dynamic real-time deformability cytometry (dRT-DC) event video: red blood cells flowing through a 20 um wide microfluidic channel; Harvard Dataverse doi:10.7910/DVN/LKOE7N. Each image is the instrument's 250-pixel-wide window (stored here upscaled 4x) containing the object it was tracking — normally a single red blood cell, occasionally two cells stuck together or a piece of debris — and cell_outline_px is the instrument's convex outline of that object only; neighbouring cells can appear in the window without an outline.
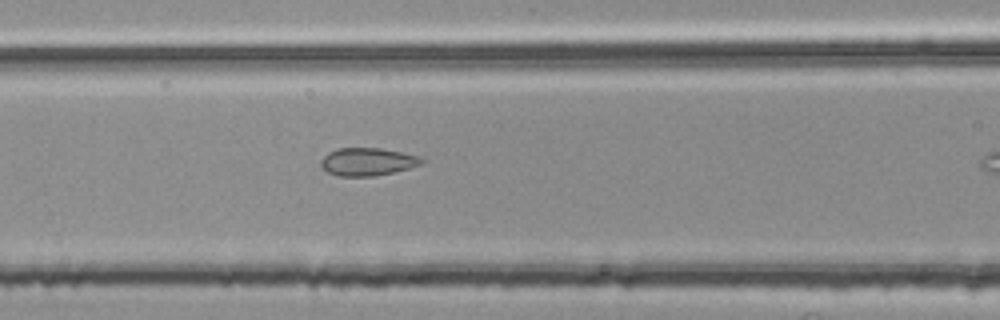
{"species": "common noctule bat (a hibernating species)", "species_latin": "Nyctalus noctula", "temperature_condition": "room temperature", "stored_images_in_passage": 11, "camera_frame_rate_fps": 3000, "um_per_image_px": 0.085, "animal": {"sex": "female", "body_mass_g": 25.1}, "frame": {"image": 1, "passage_image": 10, "time_ms": 3.0, "image_size_px": [1000, 320], "cell_outline_px": [[424, 160], [420, 164], [408, 168], [392, 172], [372, 176], [340, 176], [328, 172], [320, 164], [320, 160], [328, 152], [336, 148], [380, 148], [420, 156]], "centroid_in_image_um": [31.2, 13.73], "position_along_channel_um": 135.4, "area_um2": 16.13}}